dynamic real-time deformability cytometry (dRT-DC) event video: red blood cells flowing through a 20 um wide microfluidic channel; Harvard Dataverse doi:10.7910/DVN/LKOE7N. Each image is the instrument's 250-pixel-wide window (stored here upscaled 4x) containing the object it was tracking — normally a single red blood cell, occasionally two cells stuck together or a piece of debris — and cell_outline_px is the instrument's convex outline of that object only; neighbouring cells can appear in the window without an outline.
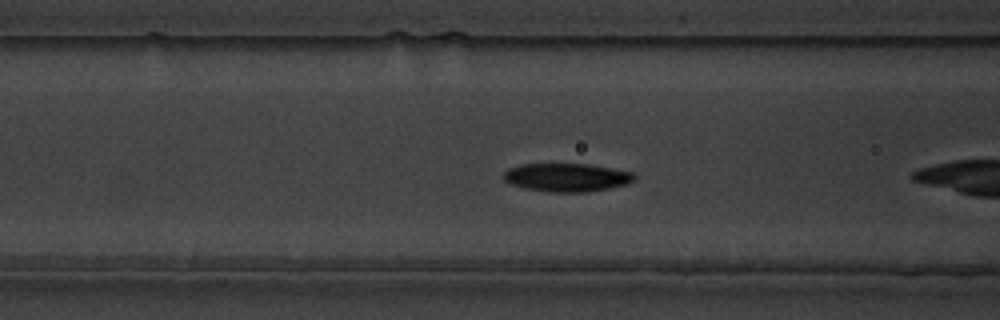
{"species": "common noctule bat (a hibernating species)", "species_latin": "Nyctalus noctula", "temperature_condition": "warm", "stored_images_in_passage": 7, "camera_frame_rate_fps": 3000, "um_per_image_px": 0.085, "animal": {"sex": "male", "body_mass_g": 19.5, "forearm_length_mm": 54.6}, "frame": {"image": 1, "passage_image": 6, "time_ms": 1.667, "image_size_px": [1000, 320], "cell_outline_px": [[636, 180], [628, 184], [588, 192], [548, 192], [524, 188], [508, 184], [504, 180], [504, 172], [508, 168], [520, 164], [588, 164], [632, 172], [636, 176]], "centroid_in_image_um": [48.16, 15.08], "position_along_channel_um": 118.4, "area_um2": 21.73}}